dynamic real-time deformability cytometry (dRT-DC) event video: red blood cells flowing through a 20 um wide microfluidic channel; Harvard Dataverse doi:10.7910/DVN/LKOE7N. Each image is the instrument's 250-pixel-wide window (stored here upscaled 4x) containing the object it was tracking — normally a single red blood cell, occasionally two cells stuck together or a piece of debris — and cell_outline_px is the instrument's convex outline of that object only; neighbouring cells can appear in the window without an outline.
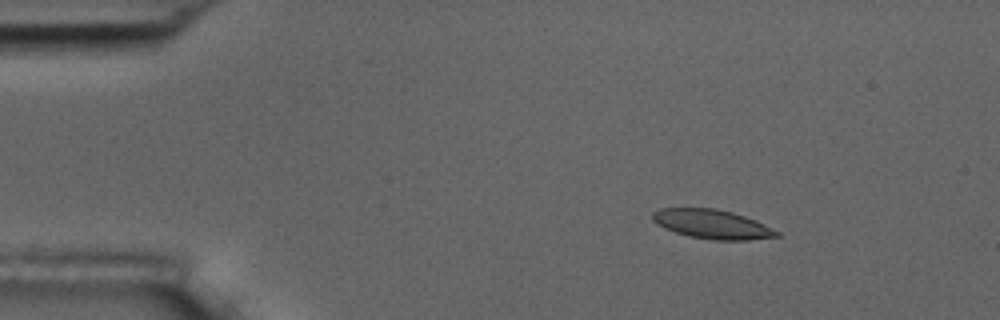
{"species": "common noctule bat (a hibernating species)", "species_latin": "Nyctalus noctula", "temperature_condition": "room temperature", "stored_images_in_passage": 4, "camera_frame_rate_fps": 3000, "um_per_image_px": 0.085, "animal": {"sex": "male", "body_mass_g": 17.5, "forearm_length_mm": 52.3}, "frame": {"image": 1, "passage_image": 2, "time_ms": 1.333, "image_size_px": [1000, 320], "cell_outline_px": [[780, 236], [748, 240], [712, 240], [688, 236], [664, 228], [656, 224], [652, 220], [652, 212], [660, 208], [716, 208], [732, 212], [756, 220], [780, 232]], "centroid_in_image_um": [60.52, 19.05], "position_along_channel_um": 24.5, "area_um2": 21.21}}